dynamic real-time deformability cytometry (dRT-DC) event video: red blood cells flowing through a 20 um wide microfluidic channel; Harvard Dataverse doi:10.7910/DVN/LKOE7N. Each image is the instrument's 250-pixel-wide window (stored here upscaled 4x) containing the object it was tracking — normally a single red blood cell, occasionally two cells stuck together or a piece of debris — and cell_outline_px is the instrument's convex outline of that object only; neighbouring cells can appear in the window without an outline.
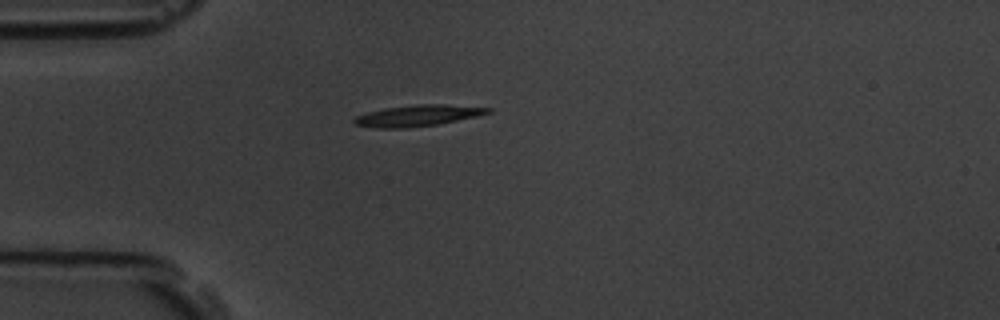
{"species": "common noctule bat (a hibernating species)", "species_latin": "Nyctalus noctula", "temperature_condition": "room temperature", "stored_images_in_passage": 2, "camera_frame_rate_fps": 3000, "um_per_image_px": 0.085, "animal": {"sex": "male", "body_mass_g": 19.5, "forearm_length_mm": 54.6}, "frame": {"image": 1, "passage_image": 1, "time_ms": 0.0, "image_size_px": [1000, 320], "cell_outline_px": [[492, 112], [476, 116], [436, 124], [408, 128], [380, 128], [356, 124], [352, 120], [356, 116], [368, 112], [384, 108], [420, 104], [448, 104], [492, 108]], "centroid_in_image_um": [35.52, 9.81], "position_along_channel_um": 49.5, "area_um2": 16.3}}